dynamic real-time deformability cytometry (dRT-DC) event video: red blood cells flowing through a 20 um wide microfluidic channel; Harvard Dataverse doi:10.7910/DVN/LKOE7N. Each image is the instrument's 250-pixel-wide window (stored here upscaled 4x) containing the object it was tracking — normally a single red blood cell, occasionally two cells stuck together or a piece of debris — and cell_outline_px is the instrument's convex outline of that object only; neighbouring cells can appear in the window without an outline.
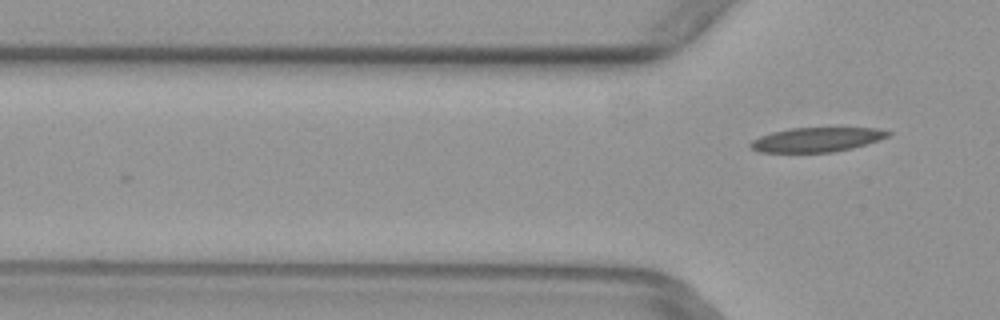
{"species": "common noctule bat (a hibernating species)", "species_latin": "Nyctalus noctula", "temperature_condition": "warm", "stored_images_in_passage": 2, "camera_frame_rate_fps": 3000, "um_per_image_px": 0.085, "animal": {"sex": "female", "body_mass_g": 29.2, "forearm_length_mm": 56.3}, "frame": {"image": 1, "passage_image": 2, "time_ms": 0.333, "image_size_px": [1000, 320], "cell_outline_px": [[892, 136], [852, 148], [832, 152], [760, 152], [752, 148], [748, 144], [752, 140], [760, 136], [772, 132], [792, 128], [876, 128], [892, 132]], "centroid_in_image_um": [69.44, 11.86], "position_along_channel_um": 56.4, "area_um2": 19.48}}